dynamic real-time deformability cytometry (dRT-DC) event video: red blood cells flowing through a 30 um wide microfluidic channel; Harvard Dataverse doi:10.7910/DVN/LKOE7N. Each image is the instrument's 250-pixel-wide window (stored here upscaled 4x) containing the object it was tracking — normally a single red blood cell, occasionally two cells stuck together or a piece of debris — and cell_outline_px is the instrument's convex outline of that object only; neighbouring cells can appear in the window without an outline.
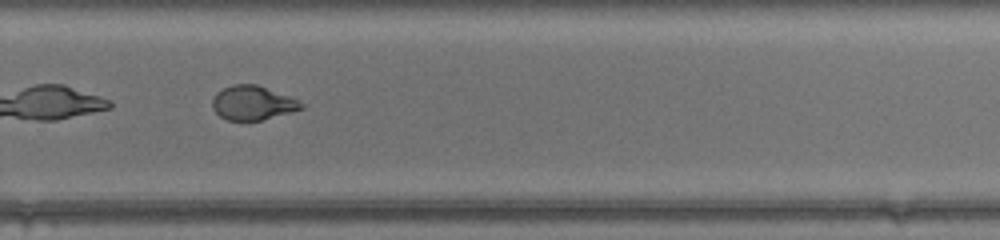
{"species": "common noctule bat (a hibernating species)", "species_latin": "Nyctalus noctula", "temperature_condition": "warm", "stored_images_in_passage": 47, "camera_frame_rate_fps": 3000, "um_per_image_px": 0.085, "animal": {"sex": "female", "body_mass_g": 17.0, "forearm_length_mm": 48.0}, "frame": {"image": 1, "passage_image": 34, "time_ms": 11.0, "image_size_px": [1000, 240], "cell_outline_px": [[304, 108], [292, 112], [260, 120], [228, 120], [220, 116], [212, 108], [212, 100], [216, 92], [232, 84], [256, 84], [288, 96], [304, 104]], "centroid_in_image_um": [21.45, 8.74], "position_along_channel_um": 308.3, "area_um2": 17.51}, "authors_computed_cell_mechanics": {"area_um2": 19.7098, "velocity_mm_per_s": 4.4371, "shape_relaxation_time_tau1_ms": null, "shape_relaxation_time_tau2_ms": 0.7129, "deformation_change_tau1": null, "deformation_change_tau2": 0.0419}}